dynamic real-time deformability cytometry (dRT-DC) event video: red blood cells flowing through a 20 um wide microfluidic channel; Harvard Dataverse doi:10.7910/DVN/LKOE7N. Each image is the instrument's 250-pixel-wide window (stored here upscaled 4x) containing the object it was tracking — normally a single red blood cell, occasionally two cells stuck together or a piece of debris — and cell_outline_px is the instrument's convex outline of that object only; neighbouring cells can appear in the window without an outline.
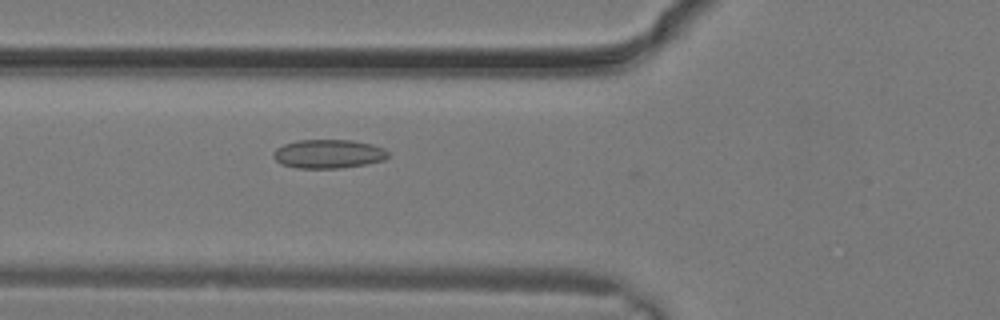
{"species": "common noctule bat (a hibernating species)", "species_latin": "Nyctalus noctula", "temperature_condition": "warm", "stored_images_in_passage": 6, "camera_frame_rate_fps": 3000, "um_per_image_px": 0.085, "animal": {"sex": "male", "body_mass_g": 19.2, "forearm_length_mm": 51.8}, "frame": {"image": 1, "passage_image": 6, "time_ms": 1.667, "image_size_px": [1000, 320], "cell_outline_px": [[388, 156], [384, 160], [364, 164], [340, 168], [296, 168], [280, 164], [272, 156], [272, 152], [276, 148], [284, 144], [296, 140], [352, 140], [372, 144], [384, 148], [388, 152]], "centroid_in_image_um": [27.88, 13.08], "position_along_channel_um": 97.9, "area_um2": 19.36}}